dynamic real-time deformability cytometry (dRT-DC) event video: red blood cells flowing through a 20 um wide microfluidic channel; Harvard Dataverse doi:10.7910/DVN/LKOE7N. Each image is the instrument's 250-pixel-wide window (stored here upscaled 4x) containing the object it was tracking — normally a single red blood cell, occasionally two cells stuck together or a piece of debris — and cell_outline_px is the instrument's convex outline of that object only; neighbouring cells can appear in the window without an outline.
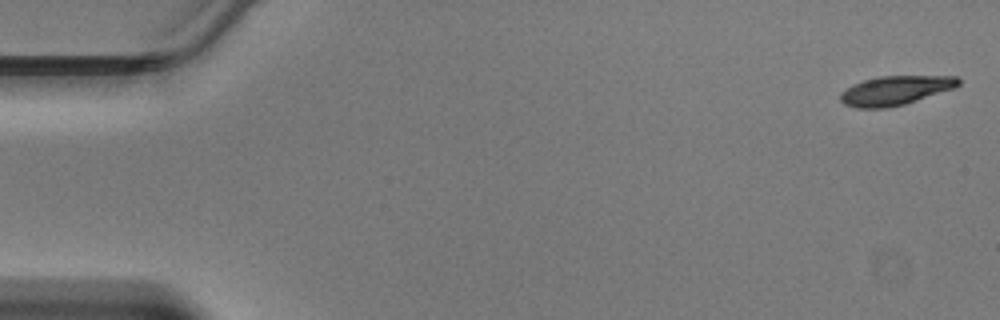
{"species": "Egyptian fruit bat (a non-hibernating species)", "species_latin": "Rousettus aegyptiacus", "temperature_condition": "warm", "stored_images_in_passage": 46, "camera_frame_rate_fps": 3000, "um_per_image_px": 0.085, "animal": {"sex": "male"}, "frame": {"image": 1, "passage_image": 1, "time_ms": 0.0, "image_size_px": [1000, 320], "cell_outline_px": [[960, 84], [956, 88], [904, 104], [888, 108], [856, 108], [844, 104], [840, 100], [840, 92], [852, 84], [876, 76], [956, 76], [960, 80]], "centroid_in_image_um": [76.09, 7.68], "position_along_channel_um": 8.9, "area_um2": 20.23}}
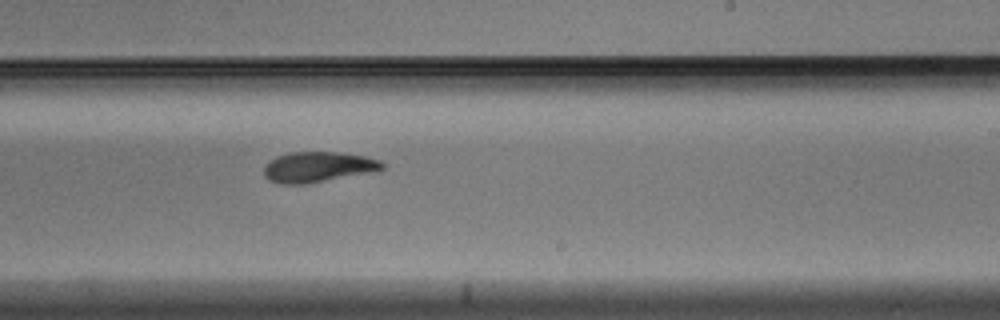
{"frame": {"image": 2, "passage_image": 28, "time_ms": 9.0, "image_size_px": [1000, 320], "cell_outline_px": [[388, 164], [384, 168], [376, 172], [308, 184], [280, 184], [268, 180], [264, 176], [264, 168], [276, 156], [288, 152], [340, 152], [364, 156], [380, 160]], "centroid_in_image_um": [27.09, 14.2], "position_along_channel_um": 261.9, "area_um2": 21.39}}
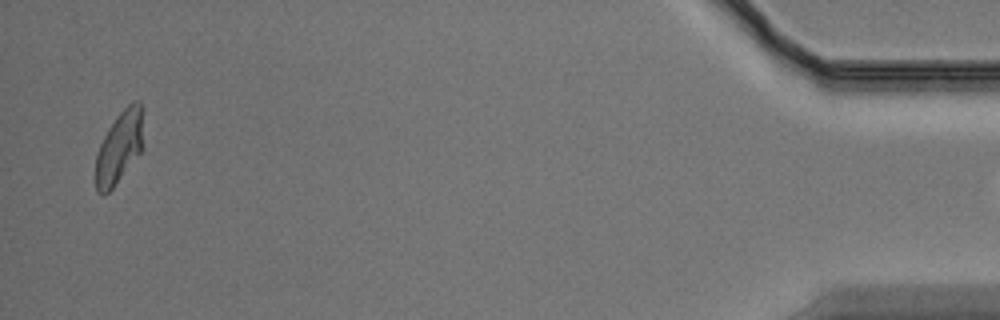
{"frame": {"image": 3, "passage_image": 45, "time_ms": 14.667, "image_size_px": [1000, 320], "cell_outline_px": [[140, 152], [112, 188], [104, 196], [96, 192], [96, 156], [100, 144], [108, 128], [120, 112], [132, 100], [140, 100]], "centroid_in_image_um": [10.07, 12.55], "position_along_channel_um": 425.1, "area_um2": 19.13}}